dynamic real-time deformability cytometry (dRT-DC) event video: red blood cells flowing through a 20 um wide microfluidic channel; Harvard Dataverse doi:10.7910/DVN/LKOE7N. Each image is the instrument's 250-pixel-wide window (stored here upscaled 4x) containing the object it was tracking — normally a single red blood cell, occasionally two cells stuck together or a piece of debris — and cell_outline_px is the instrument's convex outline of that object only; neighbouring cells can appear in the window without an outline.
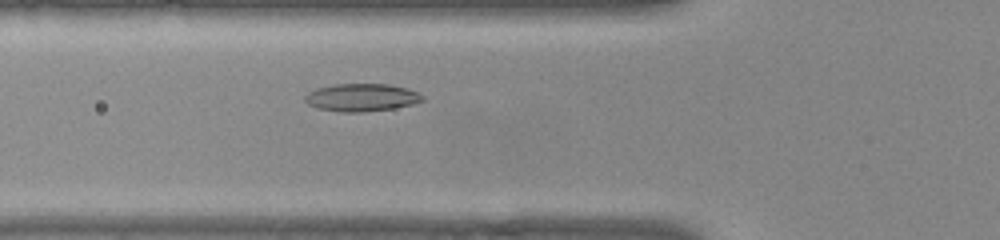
{"species": "common noctule bat (a hibernating species)", "species_latin": "Nyctalus noctula", "temperature_condition": "warm", "stored_images_in_passage": 45, "camera_frame_rate_fps": 3000, "um_per_image_px": 0.085, "animal": {"sex": "female", "body_mass_g": 22.0, "forearm_length_mm": 56.7}, "frame": {"image": 1, "passage_image": 11, "time_ms": 3.333, "image_size_px": [1000, 240], "cell_outline_px": [[424, 100], [412, 104], [392, 108], [360, 112], [340, 112], [316, 108], [308, 104], [304, 100], [304, 96], [308, 92], [316, 88], [336, 84], [388, 84], [420, 92], [424, 96]], "centroid_in_image_um": [30.71, 8.28], "position_along_channel_um": 95.1, "area_um2": 18.96}}
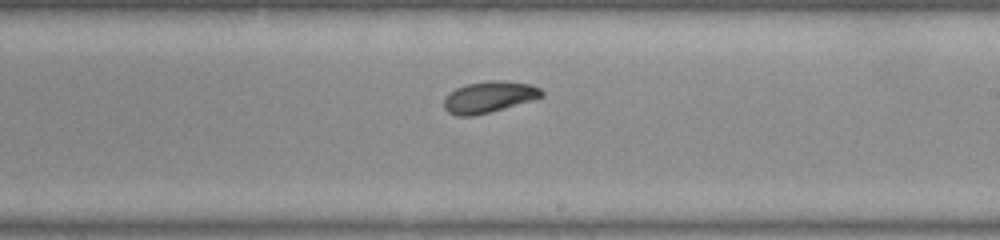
{"frame": {"image": 2, "passage_image": 23, "time_ms": 7.333, "image_size_px": [1000, 240], "cell_outline_px": [[544, 96], [488, 112], [472, 116], [456, 116], [448, 112], [444, 108], [444, 96], [448, 92], [456, 88], [468, 84], [492, 80], [504, 80], [532, 84], [540, 88], [544, 92]], "centroid_in_image_um": [41.54, 8.23], "position_along_channel_um": 247.5, "area_um2": 17.74}}
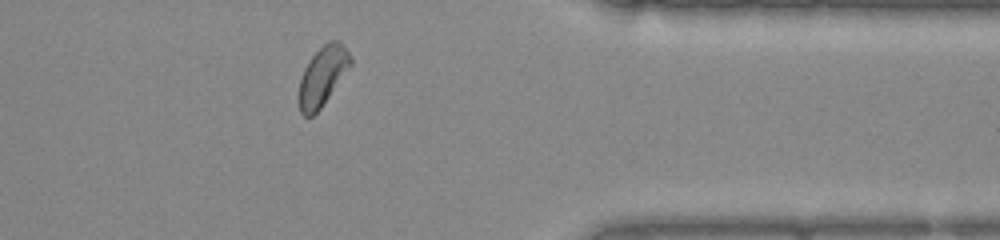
{"frame": {"image": 3, "passage_image": 35, "time_ms": 11.333, "image_size_px": [1000, 240], "cell_outline_px": [[352, 64], [320, 108], [312, 116], [304, 116], [300, 112], [300, 80], [304, 68], [312, 56], [328, 40], [336, 40], [352, 56]], "centroid_in_image_um": [27.43, 6.45], "position_along_channel_um": 384.0, "area_um2": 17.22}, "authors_computed_cell_mechanics": {"area_um2": 18.0914, "velocity_mm_per_s": 3.8129, "shape_relaxation_time_tau1_ms": 4.0897, "shape_relaxation_time_tau2_ms": 2.9393, "deformation_change_tau1": 0.0974, "deformation_change_tau2": 0.0835}}